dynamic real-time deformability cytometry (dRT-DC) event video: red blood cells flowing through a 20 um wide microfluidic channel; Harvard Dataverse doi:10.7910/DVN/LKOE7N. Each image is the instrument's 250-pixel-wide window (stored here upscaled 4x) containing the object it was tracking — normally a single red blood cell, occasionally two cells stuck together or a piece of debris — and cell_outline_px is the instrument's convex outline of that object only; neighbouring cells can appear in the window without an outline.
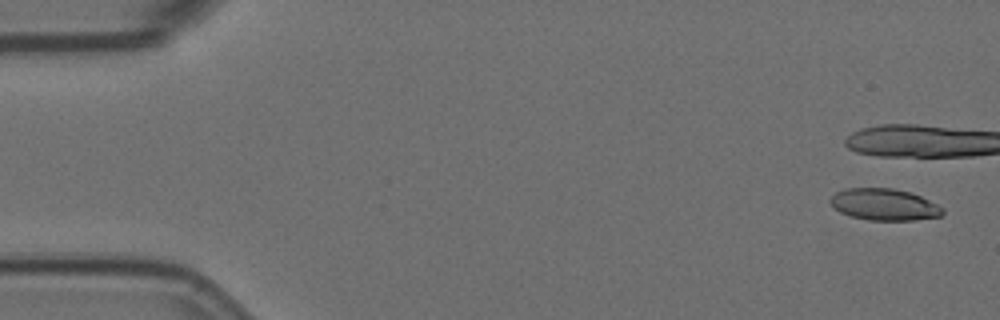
{"species": "Egyptian fruit bat (a non-hibernating species)", "species_latin": "Rousettus aegyptiacus", "temperature_condition": "room temperature", "stored_images_in_passage": 9, "camera_frame_rate_fps": 3000, "um_per_image_px": 0.085, "animal": {"sex": "female"}, "frame": {"image": 1, "passage_image": 2, "time_ms": 0.333, "image_size_px": [1000, 320], "cell_outline_px": [[944, 212], [940, 216], [916, 220], [868, 220], [852, 216], [840, 212], [828, 200], [836, 192], [844, 188], [892, 188], [912, 192], [944, 208]], "centroid_in_image_um": [75.17, 17.38], "position_along_channel_um": 9.8, "area_um2": 20.69}}